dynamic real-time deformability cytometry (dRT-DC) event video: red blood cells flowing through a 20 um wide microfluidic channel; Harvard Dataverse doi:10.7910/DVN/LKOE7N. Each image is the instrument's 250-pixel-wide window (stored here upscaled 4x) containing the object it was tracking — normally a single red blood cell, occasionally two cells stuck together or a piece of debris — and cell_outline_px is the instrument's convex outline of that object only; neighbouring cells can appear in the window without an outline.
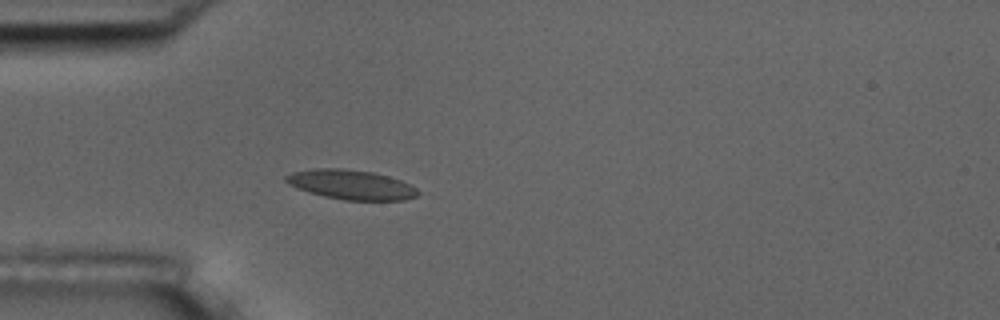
{"species": "common noctule bat (a hibernating species)", "species_latin": "Nyctalus noctula", "temperature_condition": "room temperature", "stored_images_in_passage": 3, "camera_frame_rate_fps": 3000, "um_per_image_px": 0.085, "animal": {"sex": "male", "body_mass_g": 17.5, "forearm_length_mm": 52.3}, "frame": {"image": 1, "passage_image": 3, "time_ms": 3.333, "image_size_px": [1000, 320], "cell_outline_px": [[420, 192], [416, 196], [404, 200], [344, 200], [324, 196], [308, 192], [288, 184], [284, 180], [284, 176], [292, 172], [312, 168], [340, 168], [372, 172], [388, 176], [400, 180], [416, 188]], "centroid_in_image_um": [29.81, 15.69], "position_along_channel_um": 55.2, "area_um2": 22.72}}